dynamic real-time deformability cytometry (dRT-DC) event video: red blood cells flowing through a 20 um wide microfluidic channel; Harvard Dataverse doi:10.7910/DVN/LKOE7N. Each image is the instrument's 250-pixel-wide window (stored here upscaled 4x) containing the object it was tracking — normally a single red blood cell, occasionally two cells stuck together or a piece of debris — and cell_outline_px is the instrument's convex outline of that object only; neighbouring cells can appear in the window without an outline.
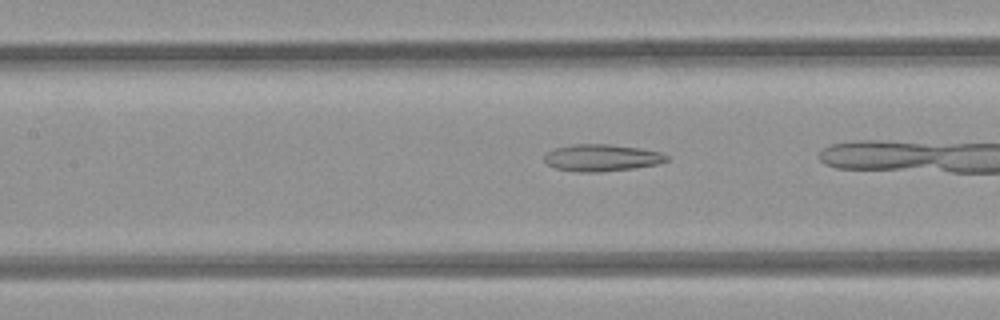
{"species": "common noctule bat (a hibernating species)", "species_latin": "Nyctalus noctula", "temperature_condition": "room temperature", "stored_images_in_passage": 8, "camera_frame_rate_fps": 3000, "um_per_image_px": 0.085, "animal": {"sex": "female", "body_mass_g": 21.9}, "frame": {"image": 1, "passage_image": 7, "time_ms": 2.0, "image_size_px": [1000, 320], "cell_outline_px": [[668, 160], [656, 164], [632, 168], [600, 172], [580, 172], [556, 168], [548, 164], [544, 160], [544, 156], [548, 152], [556, 148], [572, 144], [608, 144], [640, 148], [660, 152], [668, 156]], "centroid_in_image_um": [51.14, 13.4], "position_along_channel_um": 156.3, "area_um2": 18.96}}